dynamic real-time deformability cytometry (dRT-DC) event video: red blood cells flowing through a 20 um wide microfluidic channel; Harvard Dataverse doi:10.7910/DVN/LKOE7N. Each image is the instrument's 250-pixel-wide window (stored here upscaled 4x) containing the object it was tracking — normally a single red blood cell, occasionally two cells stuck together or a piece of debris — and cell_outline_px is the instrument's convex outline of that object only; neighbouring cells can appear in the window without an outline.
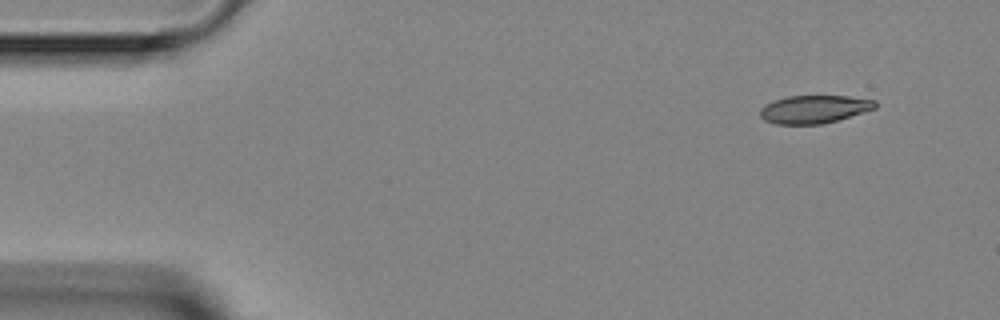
{"species": "Egyptian fruit bat (a non-hibernating species)", "species_latin": "Rousettus aegyptiacus", "temperature_condition": "room temperature", "stored_images_in_passage": 4, "camera_frame_rate_fps": 3000, "um_per_image_px": 0.085, "animal": {"sex": "female"}, "frame": {"image": 1, "passage_image": 1, "time_ms": 0.0, "image_size_px": [1000, 320], "cell_outline_px": [[876, 108], [864, 112], [836, 120], [820, 124], [776, 124], [764, 120], [760, 116], [760, 108], [764, 104], [788, 96], [848, 96], [876, 100]], "centroid_in_image_um": [69.19, 9.28], "position_along_channel_um": 15.8, "area_um2": 18.67}}